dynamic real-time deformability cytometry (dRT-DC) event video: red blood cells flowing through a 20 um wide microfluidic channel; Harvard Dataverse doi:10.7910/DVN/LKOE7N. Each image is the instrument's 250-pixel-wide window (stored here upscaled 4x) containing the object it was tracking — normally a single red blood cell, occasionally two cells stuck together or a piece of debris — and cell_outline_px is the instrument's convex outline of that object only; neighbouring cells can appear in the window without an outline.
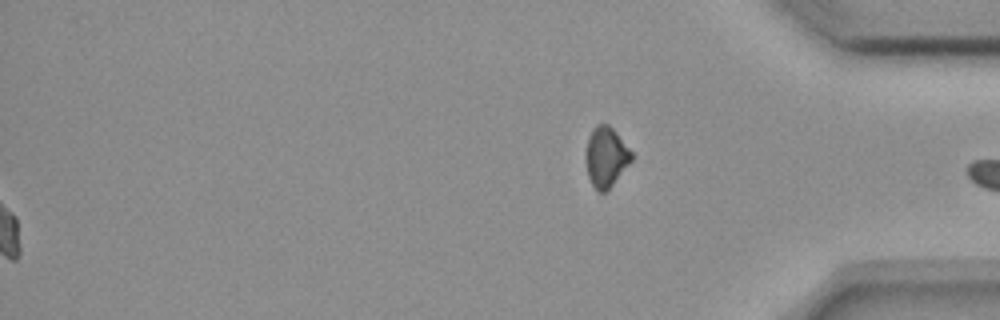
{"species": "common noctule bat (a hibernating species)", "species_latin": "Nyctalus noctula", "temperature_condition": "room temperature", "stored_images_in_passage": 41, "segment_of_instrument_passage": [2, 2], "camera_frame_rate_fps": 3000, "um_per_image_px": 0.085, "animal": {"sex": "female", "body_mass_g": 18.4}, "frame": {"image": 1, "passage_image": 41, "time_ms": 13.333, "image_size_px": [1000, 320], "cell_outline_px": [[632, 160], [612, 184], [604, 192], [596, 192], [588, 176], [584, 160], [584, 152], [588, 136], [592, 128], [596, 124], [608, 124], [616, 132], [632, 152]], "centroid_in_image_um": [51.45, 13.32], "position_along_channel_um": 383.7, "area_um2": 16.13}}